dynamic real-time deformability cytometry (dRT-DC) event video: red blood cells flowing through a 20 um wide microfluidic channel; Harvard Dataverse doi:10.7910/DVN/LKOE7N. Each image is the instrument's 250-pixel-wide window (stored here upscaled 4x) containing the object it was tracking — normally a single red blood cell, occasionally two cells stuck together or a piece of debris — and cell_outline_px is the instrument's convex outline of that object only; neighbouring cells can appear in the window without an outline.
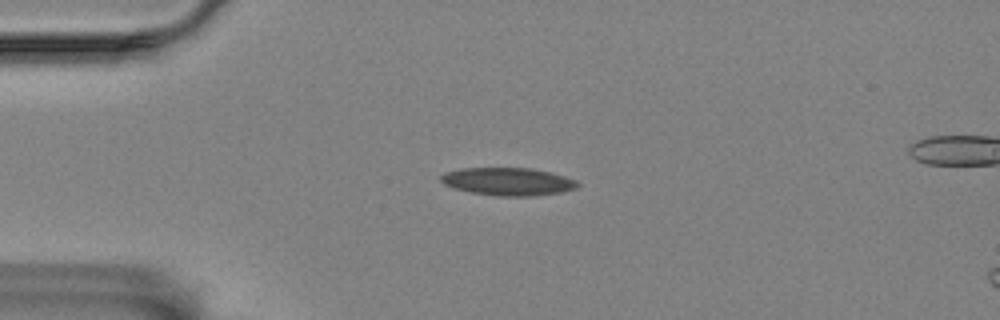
{"species": "Egyptian fruit bat (a non-hibernating species)", "species_latin": "Rousettus aegyptiacus", "temperature_condition": "room temperature", "stored_images_in_passage": 45, "segment_of_instrument_passage": [1, 2], "camera_frame_rate_fps": 3000, "um_per_image_px": 0.085, "animal": {"sex": "female"}, "frame": {"image": 1, "passage_image": 1, "time_ms": 0.0, "image_size_px": [1000, 320], "cell_outline_px": [[580, 184], [576, 188], [564, 192], [532, 196], [500, 196], [472, 192], [452, 188], [444, 184], [440, 180], [440, 176], [444, 172], [460, 168], [532, 168], [564, 176], [576, 180]], "centroid_in_image_um": [43.17, 15.43], "position_along_channel_um": 41.8, "area_um2": 22.2}}
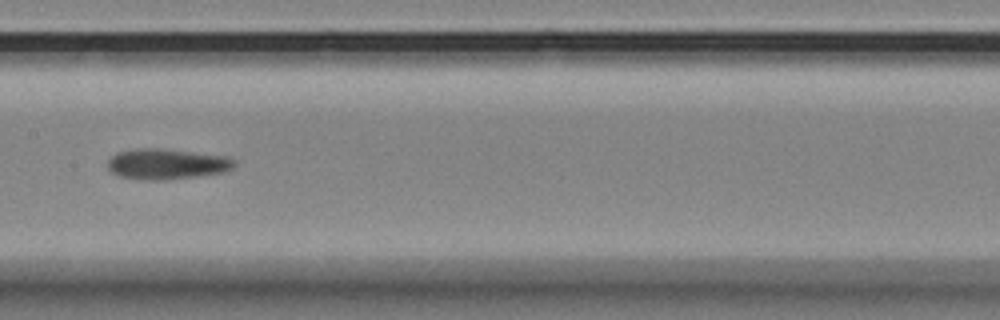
{"frame": {"image": 2, "passage_image": 16, "time_ms": 5.0, "image_size_px": [1000, 320], "cell_outline_px": [[236, 164], [232, 168], [224, 172], [196, 176], [164, 180], [140, 180], [120, 176], [112, 172], [108, 168], [108, 160], [116, 152], [136, 148], [160, 148], [224, 156], [236, 160]], "centroid_in_image_um": [14.14, 13.94], "position_along_channel_um": 193.3, "area_um2": 22.54}}
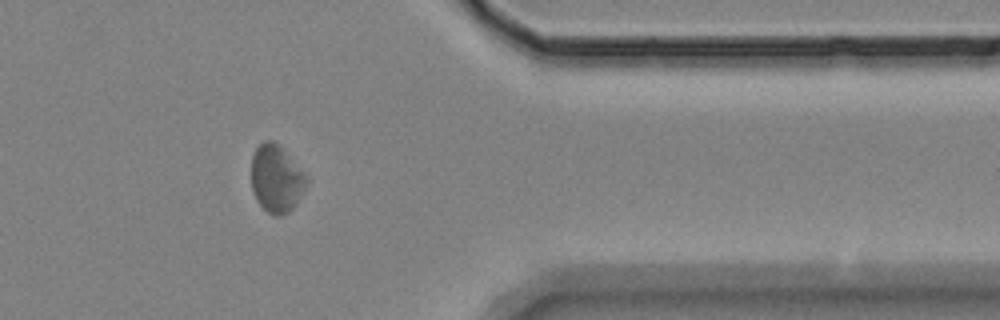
{"frame": {"image": 3, "passage_image": 34, "time_ms": 11.0, "image_size_px": [1000, 320], "cell_outline_px": [[308, 184], [296, 204], [288, 212], [280, 216], [276, 216], [268, 212], [256, 200], [252, 188], [252, 156], [256, 148], [264, 140], [272, 140], [280, 144], [284, 148], [308, 180]], "centroid_in_image_um": [23.49, 15.17], "position_along_channel_um": 387.9, "area_um2": 21.62}}